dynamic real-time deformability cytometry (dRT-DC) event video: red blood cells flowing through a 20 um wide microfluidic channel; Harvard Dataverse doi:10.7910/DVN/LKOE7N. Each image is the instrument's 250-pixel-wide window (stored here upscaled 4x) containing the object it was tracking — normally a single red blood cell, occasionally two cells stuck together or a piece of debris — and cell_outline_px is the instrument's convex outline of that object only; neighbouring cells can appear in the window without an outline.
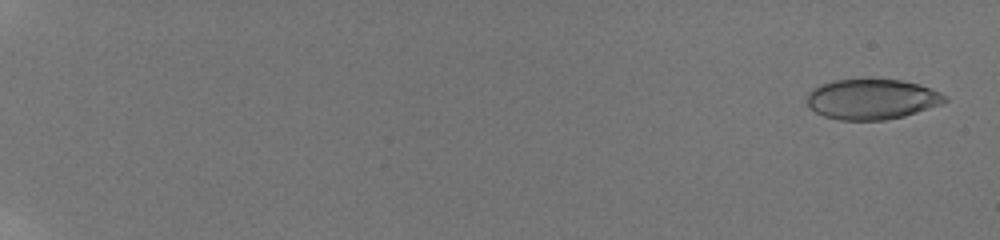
{"species": "human", "species_latin": "Homo sapiens", "temperature_condition": "room temperature", "stored_images_in_passage": 56, "camera_frame_rate_fps": 3000, "um_per_image_px": 0.085, "donor": {"sex": "male"}, "frame": {"image": 1, "passage_image": 2, "time_ms": 0.667, "image_size_px": [1000, 240], "cell_outline_px": [[948, 100], [940, 104], [904, 116], [884, 120], [840, 120], [824, 116], [816, 112], [808, 104], [808, 92], [812, 88], [820, 84], [836, 80], [900, 80], [920, 84], [940, 92], [948, 96]], "centroid_in_image_um": [74.12, 8.43], "position_along_channel_um": 10.9, "area_um2": 32.14}}
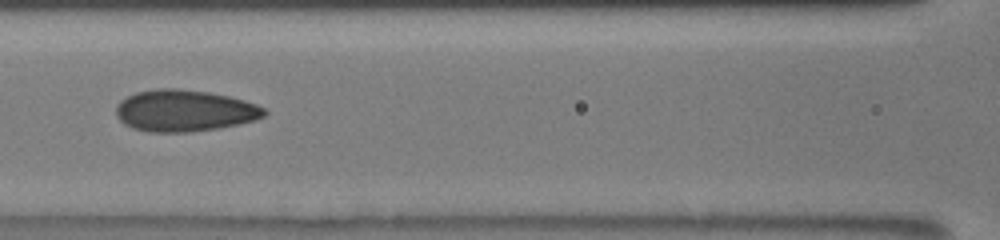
{"frame": {"image": 2, "passage_image": 28, "time_ms": 10.333, "image_size_px": [1000, 240], "cell_outline_px": [[268, 112], [264, 116], [256, 120], [240, 124], [192, 132], [148, 132], [132, 128], [124, 124], [116, 116], [116, 104], [120, 100], [136, 92], [160, 88], [176, 88], [208, 92], [228, 96], [244, 100], [256, 104], [264, 108]], "centroid_in_image_um": [15.67, 9.41], "position_along_channel_um": 150.9, "area_um2": 36.13}}
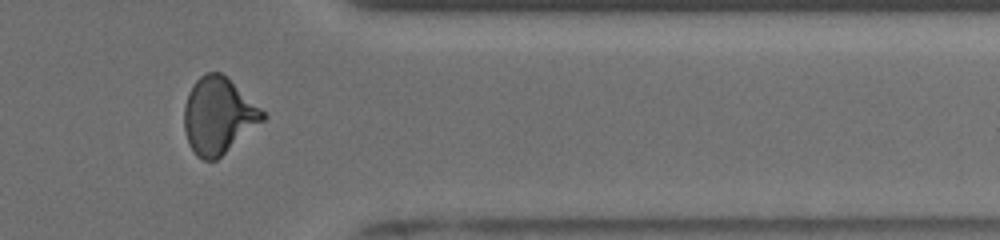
{"frame": {"image": 3, "passage_image": 49, "time_ms": 16.667, "image_size_px": [1000, 240], "cell_outline_px": [[268, 116], [264, 120], [216, 160], [204, 160], [196, 156], [188, 144], [184, 128], [184, 104], [188, 92], [192, 84], [204, 72], [220, 72], [268, 112]], "centroid_in_image_um": [18.56, 9.82], "position_along_channel_um": 392.8, "area_um2": 35.2}, "authors_computed_cell_mechanics": {"area_um2": 33.7263, "velocity_mm_per_s": 3.9005, "shape_relaxation_time_tau1_ms": 10.7254, "shape_relaxation_time_tau2_ms": 1.2473, "deformation_change_tau1": 0.2281, "deformation_change_tau2": 0.0611}}